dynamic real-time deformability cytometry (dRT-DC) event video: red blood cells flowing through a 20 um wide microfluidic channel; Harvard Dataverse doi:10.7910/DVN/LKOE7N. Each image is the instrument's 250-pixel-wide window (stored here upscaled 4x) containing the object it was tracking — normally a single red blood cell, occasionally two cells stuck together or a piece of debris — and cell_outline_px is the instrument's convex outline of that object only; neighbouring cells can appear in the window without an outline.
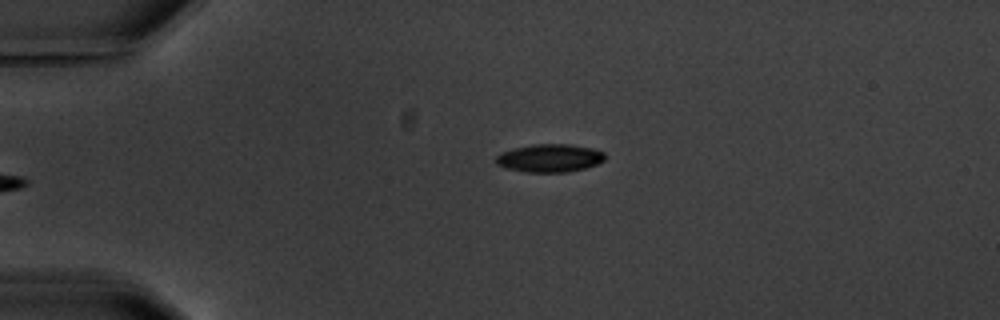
{"species": "common noctule bat (a hibernating species)", "species_latin": "Nyctalus noctula", "temperature_condition": "warm", "stored_images_in_passage": 4, "camera_frame_rate_fps": 3000, "um_per_image_px": 0.085, "animal": {"sex": "male", "body_mass_g": 20.1, "forearm_length_mm": 53.5}, "frame": {"image": 1, "passage_image": 4, "time_ms": 3.667, "image_size_px": [1000, 320], "cell_outline_px": [[604, 160], [596, 164], [584, 168], [568, 172], [524, 172], [504, 168], [496, 164], [496, 156], [500, 152], [512, 148], [532, 144], [572, 144], [592, 148], [604, 152]], "centroid_in_image_um": [46.67, 13.43], "position_along_channel_um": 38.3, "area_um2": 17.98}}